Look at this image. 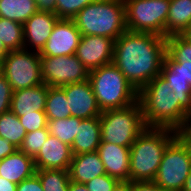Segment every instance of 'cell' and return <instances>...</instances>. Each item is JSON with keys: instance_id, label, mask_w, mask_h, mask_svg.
Masks as SVG:
<instances>
[{"instance_id": "cell-1", "label": "cell", "mask_w": 191, "mask_h": 191, "mask_svg": "<svg viewBox=\"0 0 191 191\" xmlns=\"http://www.w3.org/2000/svg\"><path fill=\"white\" fill-rule=\"evenodd\" d=\"M165 54V37L127 30L114 42L112 63L139 92L160 75Z\"/></svg>"}, {"instance_id": "cell-2", "label": "cell", "mask_w": 191, "mask_h": 191, "mask_svg": "<svg viewBox=\"0 0 191 191\" xmlns=\"http://www.w3.org/2000/svg\"><path fill=\"white\" fill-rule=\"evenodd\" d=\"M138 101L146 127L182 133L191 121V97H179L161 75L138 92Z\"/></svg>"}, {"instance_id": "cell-3", "label": "cell", "mask_w": 191, "mask_h": 191, "mask_svg": "<svg viewBox=\"0 0 191 191\" xmlns=\"http://www.w3.org/2000/svg\"><path fill=\"white\" fill-rule=\"evenodd\" d=\"M179 134L169 128L144 129L130 146V181H153L165 149Z\"/></svg>"}, {"instance_id": "cell-4", "label": "cell", "mask_w": 191, "mask_h": 191, "mask_svg": "<svg viewBox=\"0 0 191 191\" xmlns=\"http://www.w3.org/2000/svg\"><path fill=\"white\" fill-rule=\"evenodd\" d=\"M72 20L82 35L103 36L115 41L127 31L124 0H96Z\"/></svg>"}, {"instance_id": "cell-5", "label": "cell", "mask_w": 191, "mask_h": 191, "mask_svg": "<svg viewBox=\"0 0 191 191\" xmlns=\"http://www.w3.org/2000/svg\"><path fill=\"white\" fill-rule=\"evenodd\" d=\"M89 81L101 111L125 108L138 101V92L113 63L90 71Z\"/></svg>"}, {"instance_id": "cell-6", "label": "cell", "mask_w": 191, "mask_h": 191, "mask_svg": "<svg viewBox=\"0 0 191 191\" xmlns=\"http://www.w3.org/2000/svg\"><path fill=\"white\" fill-rule=\"evenodd\" d=\"M146 128L139 101L125 108L102 111L100 116L101 142L130 147Z\"/></svg>"}, {"instance_id": "cell-7", "label": "cell", "mask_w": 191, "mask_h": 191, "mask_svg": "<svg viewBox=\"0 0 191 191\" xmlns=\"http://www.w3.org/2000/svg\"><path fill=\"white\" fill-rule=\"evenodd\" d=\"M191 171V143L180 133L165 149L154 182L165 191H181Z\"/></svg>"}, {"instance_id": "cell-8", "label": "cell", "mask_w": 191, "mask_h": 191, "mask_svg": "<svg viewBox=\"0 0 191 191\" xmlns=\"http://www.w3.org/2000/svg\"><path fill=\"white\" fill-rule=\"evenodd\" d=\"M128 31L165 37L170 0H124Z\"/></svg>"}, {"instance_id": "cell-9", "label": "cell", "mask_w": 191, "mask_h": 191, "mask_svg": "<svg viewBox=\"0 0 191 191\" xmlns=\"http://www.w3.org/2000/svg\"><path fill=\"white\" fill-rule=\"evenodd\" d=\"M2 74L13 91L43 84L40 53L24 48L9 51L2 61Z\"/></svg>"}, {"instance_id": "cell-10", "label": "cell", "mask_w": 191, "mask_h": 191, "mask_svg": "<svg viewBox=\"0 0 191 191\" xmlns=\"http://www.w3.org/2000/svg\"><path fill=\"white\" fill-rule=\"evenodd\" d=\"M41 77L50 87H62L89 79V71L74 55L40 56Z\"/></svg>"}, {"instance_id": "cell-11", "label": "cell", "mask_w": 191, "mask_h": 191, "mask_svg": "<svg viewBox=\"0 0 191 191\" xmlns=\"http://www.w3.org/2000/svg\"><path fill=\"white\" fill-rule=\"evenodd\" d=\"M114 42L108 37L82 35L75 55L90 72L112 63Z\"/></svg>"}, {"instance_id": "cell-12", "label": "cell", "mask_w": 191, "mask_h": 191, "mask_svg": "<svg viewBox=\"0 0 191 191\" xmlns=\"http://www.w3.org/2000/svg\"><path fill=\"white\" fill-rule=\"evenodd\" d=\"M82 34L72 19H58L40 56L74 55Z\"/></svg>"}, {"instance_id": "cell-13", "label": "cell", "mask_w": 191, "mask_h": 191, "mask_svg": "<svg viewBox=\"0 0 191 191\" xmlns=\"http://www.w3.org/2000/svg\"><path fill=\"white\" fill-rule=\"evenodd\" d=\"M60 88L65 92L71 116L81 119L101 116L102 111L99 108L89 79Z\"/></svg>"}, {"instance_id": "cell-14", "label": "cell", "mask_w": 191, "mask_h": 191, "mask_svg": "<svg viewBox=\"0 0 191 191\" xmlns=\"http://www.w3.org/2000/svg\"><path fill=\"white\" fill-rule=\"evenodd\" d=\"M59 17L54 13L37 11L24 24V49L40 52L50 37Z\"/></svg>"}, {"instance_id": "cell-15", "label": "cell", "mask_w": 191, "mask_h": 191, "mask_svg": "<svg viewBox=\"0 0 191 191\" xmlns=\"http://www.w3.org/2000/svg\"><path fill=\"white\" fill-rule=\"evenodd\" d=\"M97 152L106 174L118 181H130V147L101 142Z\"/></svg>"}, {"instance_id": "cell-16", "label": "cell", "mask_w": 191, "mask_h": 191, "mask_svg": "<svg viewBox=\"0 0 191 191\" xmlns=\"http://www.w3.org/2000/svg\"><path fill=\"white\" fill-rule=\"evenodd\" d=\"M72 156L71 146L49 134L40 151L33 159L36 169L68 170Z\"/></svg>"}, {"instance_id": "cell-17", "label": "cell", "mask_w": 191, "mask_h": 191, "mask_svg": "<svg viewBox=\"0 0 191 191\" xmlns=\"http://www.w3.org/2000/svg\"><path fill=\"white\" fill-rule=\"evenodd\" d=\"M49 87L43 83L13 91L10 110L18 117L35 111H44Z\"/></svg>"}, {"instance_id": "cell-18", "label": "cell", "mask_w": 191, "mask_h": 191, "mask_svg": "<svg viewBox=\"0 0 191 191\" xmlns=\"http://www.w3.org/2000/svg\"><path fill=\"white\" fill-rule=\"evenodd\" d=\"M35 172L33 157L19 149L0 161V176L15 184L32 177Z\"/></svg>"}, {"instance_id": "cell-19", "label": "cell", "mask_w": 191, "mask_h": 191, "mask_svg": "<svg viewBox=\"0 0 191 191\" xmlns=\"http://www.w3.org/2000/svg\"><path fill=\"white\" fill-rule=\"evenodd\" d=\"M68 172L70 181L83 184L97 176L106 174L97 151L73 155Z\"/></svg>"}, {"instance_id": "cell-20", "label": "cell", "mask_w": 191, "mask_h": 191, "mask_svg": "<svg viewBox=\"0 0 191 191\" xmlns=\"http://www.w3.org/2000/svg\"><path fill=\"white\" fill-rule=\"evenodd\" d=\"M100 116L82 119L77 135L71 145L72 155L97 151L101 143Z\"/></svg>"}, {"instance_id": "cell-21", "label": "cell", "mask_w": 191, "mask_h": 191, "mask_svg": "<svg viewBox=\"0 0 191 191\" xmlns=\"http://www.w3.org/2000/svg\"><path fill=\"white\" fill-rule=\"evenodd\" d=\"M191 25V0H170L165 38L182 34Z\"/></svg>"}, {"instance_id": "cell-22", "label": "cell", "mask_w": 191, "mask_h": 191, "mask_svg": "<svg viewBox=\"0 0 191 191\" xmlns=\"http://www.w3.org/2000/svg\"><path fill=\"white\" fill-rule=\"evenodd\" d=\"M37 12L35 0H0V17L24 24Z\"/></svg>"}, {"instance_id": "cell-23", "label": "cell", "mask_w": 191, "mask_h": 191, "mask_svg": "<svg viewBox=\"0 0 191 191\" xmlns=\"http://www.w3.org/2000/svg\"><path fill=\"white\" fill-rule=\"evenodd\" d=\"M44 112L47 120L65 119L71 116L65 92L60 87H49Z\"/></svg>"}, {"instance_id": "cell-24", "label": "cell", "mask_w": 191, "mask_h": 191, "mask_svg": "<svg viewBox=\"0 0 191 191\" xmlns=\"http://www.w3.org/2000/svg\"><path fill=\"white\" fill-rule=\"evenodd\" d=\"M26 130L21 124L19 117L11 110L0 116V136L11 142L18 149L26 135Z\"/></svg>"}, {"instance_id": "cell-25", "label": "cell", "mask_w": 191, "mask_h": 191, "mask_svg": "<svg viewBox=\"0 0 191 191\" xmlns=\"http://www.w3.org/2000/svg\"><path fill=\"white\" fill-rule=\"evenodd\" d=\"M0 41L8 51L23 49V24L0 17Z\"/></svg>"}, {"instance_id": "cell-26", "label": "cell", "mask_w": 191, "mask_h": 191, "mask_svg": "<svg viewBox=\"0 0 191 191\" xmlns=\"http://www.w3.org/2000/svg\"><path fill=\"white\" fill-rule=\"evenodd\" d=\"M81 118L70 116L65 119L47 120L48 132L61 142L72 145L80 126Z\"/></svg>"}, {"instance_id": "cell-27", "label": "cell", "mask_w": 191, "mask_h": 191, "mask_svg": "<svg viewBox=\"0 0 191 191\" xmlns=\"http://www.w3.org/2000/svg\"><path fill=\"white\" fill-rule=\"evenodd\" d=\"M43 191H68L70 176L68 170L63 169H36Z\"/></svg>"}, {"instance_id": "cell-28", "label": "cell", "mask_w": 191, "mask_h": 191, "mask_svg": "<svg viewBox=\"0 0 191 191\" xmlns=\"http://www.w3.org/2000/svg\"><path fill=\"white\" fill-rule=\"evenodd\" d=\"M166 54L176 62H191V42L181 34L166 38Z\"/></svg>"}, {"instance_id": "cell-29", "label": "cell", "mask_w": 191, "mask_h": 191, "mask_svg": "<svg viewBox=\"0 0 191 191\" xmlns=\"http://www.w3.org/2000/svg\"><path fill=\"white\" fill-rule=\"evenodd\" d=\"M163 78H180L191 86V62H176L165 54L161 73Z\"/></svg>"}, {"instance_id": "cell-30", "label": "cell", "mask_w": 191, "mask_h": 191, "mask_svg": "<svg viewBox=\"0 0 191 191\" xmlns=\"http://www.w3.org/2000/svg\"><path fill=\"white\" fill-rule=\"evenodd\" d=\"M49 134L47 127L26 133L19 150L34 158L40 151Z\"/></svg>"}, {"instance_id": "cell-31", "label": "cell", "mask_w": 191, "mask_h": 191, "mask_svg": "<svg viewBox=\"0 0 191 191\" xmlns=\"http://www.w3.org/2000/svg\"><path fill=\"white\" fill-rule=\"evenodd\" d=\"M96 0H56V15L59 19H72L86 5Z\"/></svg>"}, {"instance_id": "cell-32", "label": "cell", "mask_w": 191, "mask_h": 191, "mask_svg": "<svg viewBox=\"0 0 191 191\" xmlns=\"http://www.w3.org/2000/svg\"><path fill=\"white\" fill-rule=\"evenodd\" d=\"M27 133L47 127V117L44 111H35L19 117Z\"/></svg>"}, {"instance_id": "cell-33", "label": "cell", "mask_w": 191, "mask_h": 191, "mask_svg": "<svg viewBox=\"0 0 191 191\" xmlns=\"http://www.w3.org/2000/svg\"><path fill=\"white\" fill-rule=\"evenodd\" d=\"M119 181L108 174H103L85 183L89 191H112Z\"/></svg>"}, {"instance_id": "cell-34", "label": "cell", "mask_w": 191, "mask_h": 191, "mask_svg": "<svg viewBox=\"0 0 191 191\" xmlns=\"http://www.w3.org/2000/svg\"><path fill=\"white\" fill-rule=\"evenodd\" d=\"M13 90L2 74L0 76V116L10 110Z\"/></svg>"}, {"instance_id": "cell-35", "label": "cell", "mask_w": 191, "mask_h": 191, "mask_svg": "<svg viewBox=\"0 0 191 191\" xmlns=\"http://www.w3.org/2000/svg\"><path fill=\"white\" fill-rule=\"evenodd\" d=\"M169 84L170 88L179 97H191V86L189 82H185L180 78H164Z\"/></svg>"}, {"instance_id": "cell-36", "label": "cell", "mask_w": 191, "mask_h": 191, "mask_svg": "<svg viewBox=\"0 0 191 191\" xmlns=\"http://www.w3.org/2000/svg\"><path fill=\"white\" fill-rule=\"evenodd\" d=\"M16 191H43V186L39 177L34 174L32 177L17 184Z\"/></svg>"}, {"instance_id": "cell-37", "label": "cell", "mask_w": 191, "mask_h": 191, "mask_svg": "<svg viewBox=\"0 0 191 191\" xmlns=\"http://www.w3.org/2000/svg\"><path fill=\"white\" fill-rule=\"evenodd\" d=\"M131 191H165L154 181H131Z\"/></svg>"}, {"instance_id": "cell-38", "label": "cell", "mask_w": 191, "mask_h": 191, "mask_svg": "<svg viewBox=\"0 0 191 191\" xmlns=\"http://www.w3.org/2000/svg\"><path fill=\"white\" fill-rule=\"evenodd\" d=\"M17 149L11 142L0 136V161L13 154Z\"/></svg>"}, {"instance_id": "cell-39", "label": "cell", "mask_w": 191, "mask_h": 191, "mask_svg": "<svg viewBox=\"0 0 191 191\" xmlns=\"http://www.w3.org/2000/svg\"><path fill=\"white\" fill-rule=\"evenodd\" d=\"M37 11L56 14V0H35Z\"/></svg>"}, {"instance_id": "cell-40", "label": "cell", "mask_w": 191, "mask_h": 191, "mask_svg": "<svg viewBox=\"0 0 191 191\" xmlns=\"http://www.w3.org/2000/svg\"><path fill=\"white\" fill-rule=\"evenodd\" d=\"M17 184L0 176V191H16Z\"/></svg>"}, {"instance_id": "cell-41", "label": "cell", "mask_w": 191, "mask_h": 191, "mask_svg": "<svg viewBox=\"0 0 191 191\" xmlns=\"http://www.w3.org/2000/svg\"><path fill=\"white\" fill-rule=\"evenodd\" d=\"M112 191H131V181H119Z\"/></svg>"}, {"instance_id": "cell-42", "label": "cell", "mask_w": 191, "mask_h": 191, "mask_svg": "<svg viewBox=\"0 0 191 191\" xmlns=\"http://www.w3.org/2000/svg\"><path fill=\"white\" fill-rule=\"evenodd\" d=\"M68 191H89L85 184L70 181Z\"/></svg>"}, {"instance_id": "cell-43", "label": "cell", "mask_w": 191, "mask_h": 191, "mask_svg": "<svg viewBox=\"0 0 191 191\" xmlns=\"http://www.w3.org/2000/svg\"><path fill=\"white\" fill-rule=\"evenodd\" d=\"M181 191H191V171L189 175L187 176L184 186Z\"/></svg>"}, {"instance_id": "cell-44", "label": "cell", "mask_w": 191, "mask_h": 191, "mask_svg": "<svg viewBox=\"0 0 191 191\" xmlns=\"http://www.w3.org/2000/svg\"><path fill=\"white\" fill-rule=\"evenodd\" d=\"M184 137L191 143V124H187L186 129L182 132Z\"/></svg>"}, {"instance_id": "cell-45", "label": "cell", "mask_w": 191, "mask_h": 191, "mask_svg": "<svg viewBox=\"0 0 191 191\" xmlns=\"http://www.w3.org/2000/svg\"><path fill=\"white\" fill-rule=\"evenodd\" d=\"M9 53V51L6 49L2 41H0V60H3V58Z\"/></svg>"}, {"instance_id": "cell-46", "label": "cell", "mask_w": 191, "mask_h": 191, "mask_svg": "<svg viewBox=\"0 0 191 191\" xmlns=\"http://www.w3.org/2000/svg\"><path fill=\"white\" fill-rule=\"evenodd\" d=\"M181 35L191 42V25Z\"/></svg>"}, {"instance_id": "cell-47", "label": "cell", "mask_w": 191, "mask_h": 191, "mask_svg": "<svg viewBox=\"0 0 191 191\" xmlns=\"http://www.w3.org/2000/svg\"><path fill=\"white\" fill-rule=\"evenodd\" d=\"M2 61L3 60H0V76L2 75Z\"/></svg>"}]
</instances>
